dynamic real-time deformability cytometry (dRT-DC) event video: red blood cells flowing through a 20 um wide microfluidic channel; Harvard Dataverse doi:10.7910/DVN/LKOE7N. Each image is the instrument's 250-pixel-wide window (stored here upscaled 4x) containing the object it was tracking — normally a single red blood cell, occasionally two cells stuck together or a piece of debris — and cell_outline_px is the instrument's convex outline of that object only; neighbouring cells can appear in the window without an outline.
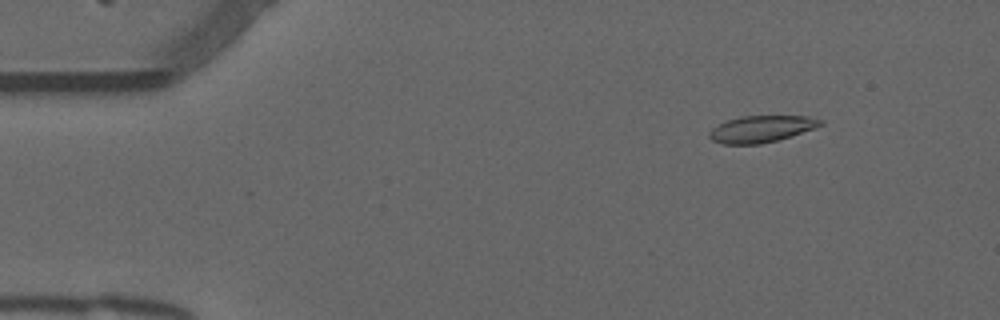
{"species": "common noctule bat (a hibernating species)", "species_latin": "Nyctalus noctula", "temperature_condition": "warm", "stored_images_in_passage": 54, "camera_frame_rate_fps": 3000, "um_per_image_px": 0.085, "animal": {"sex": "male", "forearm_length_mm": 52.5}, "frame": {"image": 1, "passage_image": 7, "time_ms": 2.0, "image_size_px": [1000, 320], "cell_outline_px": [[824, 124], [816, 128], [792, 136], [760, 144], [724, 144], [712, 140], [708, 136], [708, 132], [712, 128], [728, 120], [740, 116], [808, 116], [824, 120]], "centroid_in_image_um": [64.75, 10.96], "position_along_channel_um": 20.3, "area_um2": 17.34}}
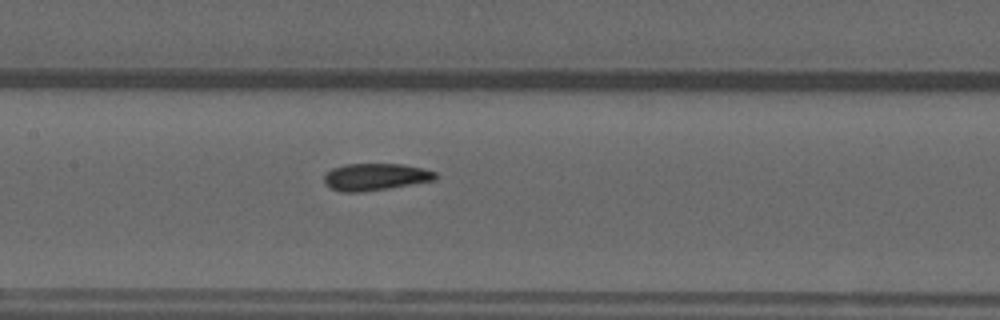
{"frame": {"image": 2, "passage_image": 26, "time_ms": 8.333, "image_size_px": [1000, 320], "cell_outline_px": [[440, 176], [436, 180], [364, 192], [340, 192], [324, 184], [324, 172], [332, 168], [344, 164], [404, 164], [424, 168], [436, 172]], "centroid_in_image_um": [31.91, 15.03], "position_along_channel_um": 175.5, "area_um2": 17.86}}
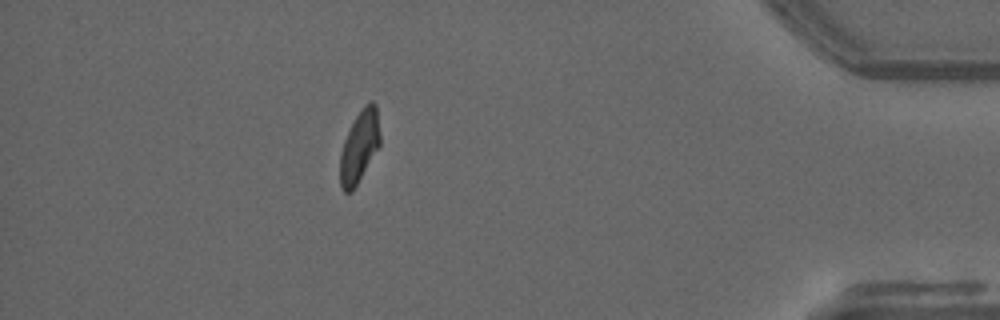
{"frame": {"image": 3, "passage_image": 48, "time_ms": 15.667, "image_size_px": [1000, 320], "cell_outline_px": [[380, 144], [352, 192], [344, 192], [340, 188], [340, 152], [344, 140], [356, 116], [364, 104], [368, 100], [372, 100], [376, 104], [380, 132]], "centroid_in_image_um": [30.55, 12.43], "position_along_channel_um": 404.7, "area_um2": 16.7}, "authors_computed_cell_mechanics": {"area_um2": 17.629, "velocity_mm_per_s": 3.8196, "shape_relaxation_time_tau1_ms": 5.4489, "shape_relaxation_time_tau2_ms": 1.8414, "deformation_change_tau1": 0.1434, "deformation_change_tau2": 0.0888}}